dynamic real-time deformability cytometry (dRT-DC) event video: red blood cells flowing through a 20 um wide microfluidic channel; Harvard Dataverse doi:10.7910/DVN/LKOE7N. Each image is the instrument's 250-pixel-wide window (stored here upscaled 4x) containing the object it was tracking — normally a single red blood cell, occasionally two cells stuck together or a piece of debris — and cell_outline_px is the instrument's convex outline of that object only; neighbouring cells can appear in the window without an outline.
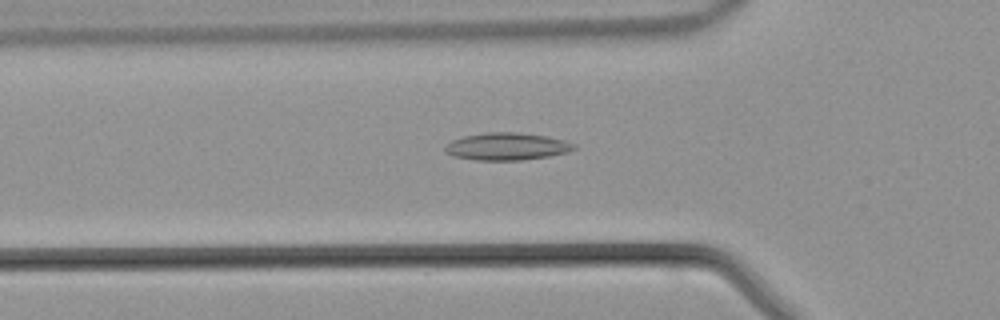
{"species": "common noctule bat (a hibernating species)", "species_latin": "Nyctalus noctula", "temperature_condition": "warm", "stored_images_in_passage": 44, "camera_frame_rate_fps": 3000, "um_per_image_px": 0.085, "animal": {"sex": "male", "body_mass_g": 21.5, "forearm_length_mm": 52.0}, "frame": {"image": 1, "passage_image": 14, "time_ms": 4.333, "image_size_px": [1000, 320], "cell_outline_px": [[576, 148], [568, 152], [548, 156], [520, 160], [476, 160], [452, 156], [444, 152], [444, 148], [452, 140], [464, 136], [484, 132], [520, 132], [548, 136], [564, 140], [576, 144]], "centroid_in_image_um": [43.08, 12.44], "position_along_channel_um": 82.7, "area_um2": 20.69}}
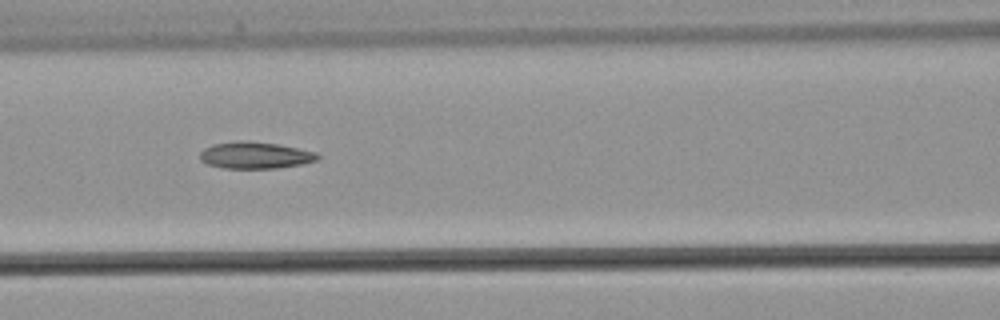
{"frame": {"image": 2, "passage_image": 18, "time_ms": 5.667, "image_size_px": [1000, 320], "cell_outline_px": [[320, 156], [316, 160], [300, 164], [276, 168], [224, 168], [208, 164], [200, 160], [200, 152], [204, 148], [212, 144], [240, 140], [244, 140], [276, 144], [316, 152]], "centroid_in_image_um": [21.64, 13.19], "position_along_channel_um": 145.0, "area_um2": 18.15}}
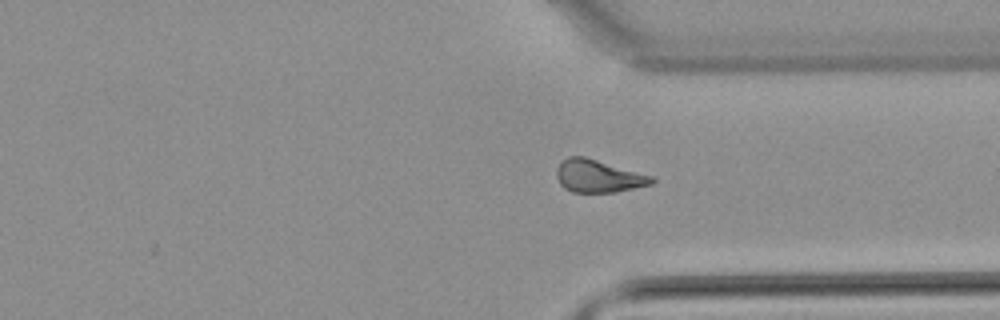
{"frame": {"image": 3, "passage_image": 32, "time_ms": 10.333, "image_size_px": [1000, 320], "cell_outline_px": [[656, 180], [652, 184], [616, 192], [572, 192], [564, 188], [560, 184], [556, 176], [556, 168], [560, 160], [568, 156], [584, 156], [652, 176]], "centroid_in_image_um": [50.81, 14.96], "position_along_channel_um": 360.6, "area_um2": 18.15}}